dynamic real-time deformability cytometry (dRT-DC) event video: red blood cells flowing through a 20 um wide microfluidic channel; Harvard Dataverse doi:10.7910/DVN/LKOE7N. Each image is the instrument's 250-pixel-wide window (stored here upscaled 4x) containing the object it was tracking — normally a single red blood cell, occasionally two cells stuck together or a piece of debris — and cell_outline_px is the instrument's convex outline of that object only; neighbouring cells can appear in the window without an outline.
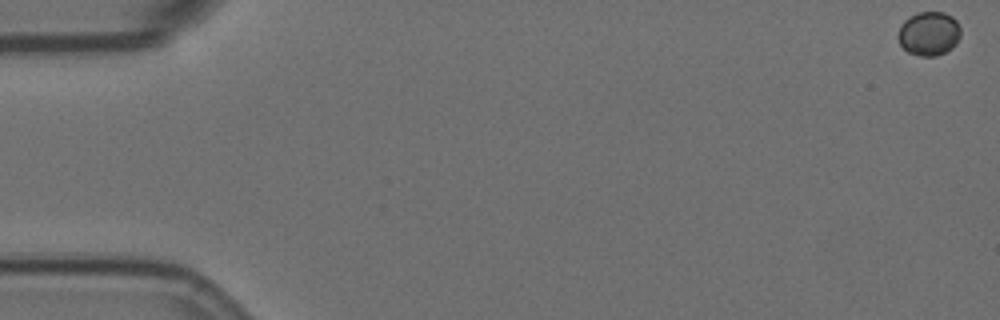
{"species": "Egyptian fruit bat (a non-hibernating species)", "species_latin": "Rousettus aegyptiacus", "temperature_condition": "room temperature", "stored_images_in_passage": 21, "camera_frame_rate_fps": 3000, "um_per_image_px": 0.085, "animal": {"sex": "female"}, "frame": {"image": 1, "passage_image": 1, "time_ms": 0.0, "image_size_px": [1000, 320], "cell_outline_px": [[960, 36], [956, 44], [952, 48], [936, 56], [920, 56], [908, 52], [900, 44], [896, 36], [900, 24], [904, 20], [916, 12], [944, 12], [952, 16], [956, 20], [960, 28]], "centroid_in_image_um": [78.94, 2.84], "position_along_channel_um": 6.1, "area_um2": 16.24}}
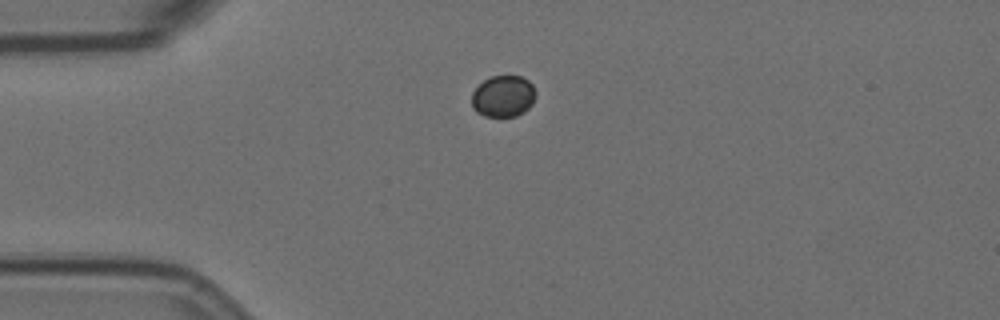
{"frame": {"image": 2, "passage_image": 15, "time_ms": 4.667, "image_size_px": [1000, 320], "cell_outline_px": [[536, 96], [532, 104], [524, 112], [516, 116], [484, 116], [476, 112], [472, 108], [472, 92], [484, 80], [492, 76], [520, 76], [528, 80], [532, 84], [536, 92]], "centroid_in_image_um": [42.78, 8.18], "position_along_channel_um": 42.2, "area_um2": 15.55}}
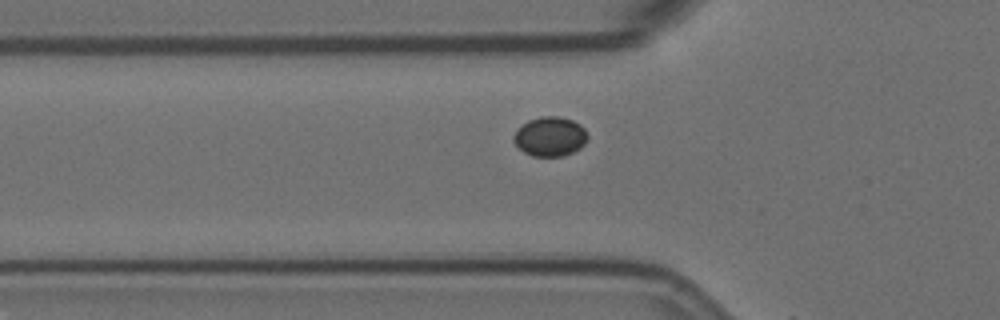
{"frame": {"image": 3, "passage_image": 20, "time_ms": 6.333, "image_size_px": [1000, 320], "cell_outline_px": [[588, 136], [584, 144], [580, 148], [564, 156], [532, 156], [524, 152], [512, 140], [512, 136], [528, 120], [540, 116], [556, 116], [572, 120], [580, 124], [584, 128]], "centroid_in_image_um": [46.76, 11.61], "position_along_channel_um": 79.0, "area_um2": 16.88}}